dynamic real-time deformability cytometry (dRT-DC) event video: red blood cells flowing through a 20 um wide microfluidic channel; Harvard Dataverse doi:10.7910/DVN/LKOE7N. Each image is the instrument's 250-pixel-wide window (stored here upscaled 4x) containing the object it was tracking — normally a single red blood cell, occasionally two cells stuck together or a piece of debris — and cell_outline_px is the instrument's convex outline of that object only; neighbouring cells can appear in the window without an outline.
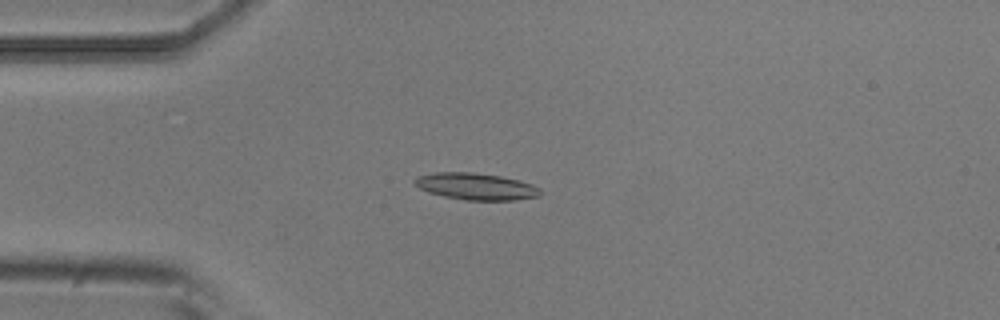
{"species": "common noctule bat (a hibernating species)", "species_latin": "Nyctalus noctula", "temperature_condition": "room temperature", "stored_images_in_passage": 4, "camera_frame_rate_fps": 3000, "um_per_image_px": 0.085, "animal": {"sex": "male", "body_mass_g": 20.5, "forearm_length_mm": 52.5}, "frame": {"image": 1, "passage_image": 1, "time_ms": 0.0, "image_size_px": [1000, 320], "cell_outline_px": [[540, 196], [516, 200], [464, 200], [444, 196], [428, 192], [420, 188], [412, 180], [416, 176], [436, 172], [472, 172], [500, 176], [532, 184], [540, 188]], "centroid_in_image_um": [40.44, 15.84], "position_along_channel_um": 44.6, "area_um2": 19.54}}
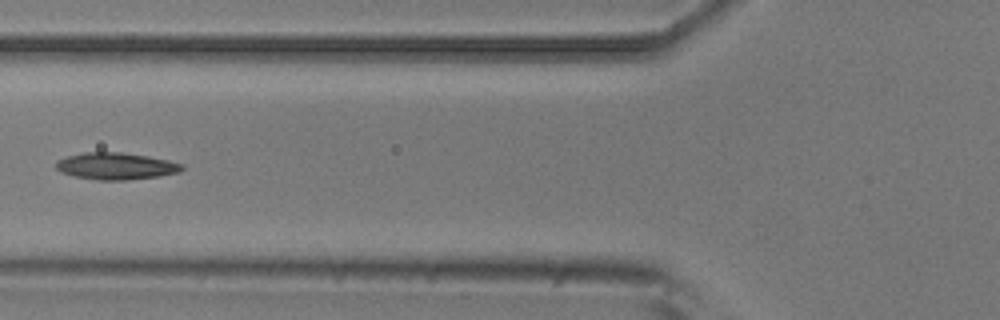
{"frame": {"image": 2, "passage_image": 3, "time_ms": 0.667, "image_size_px": [1000, 320], "cell_outline_px": [[184, 168], [180, 172], [160, 176], [128, 180], [96, 180], [72, 176], [60, 172], [56, 168], [56, 160], [68, 156], [84, 152], [120, 152], [148, 156], [168, 160], [184, 164]], "centroid_in_image_um": [9.85, 14.12], "position_along_channel_um": 115.9, "area_um2": 19.94}}
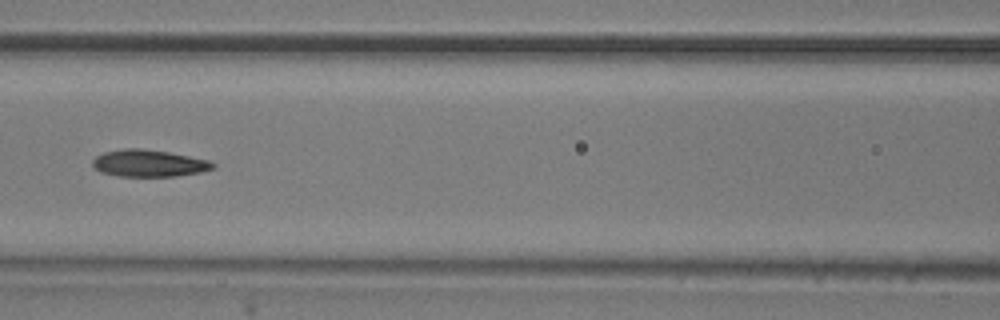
{"frame": {"image": 3, "passage_image": 4, "time_ms": 1.0, "image_size_px": [1000, 320], "cell_outline_px": [[216, 168], [200, 172], [176, 176], [120, 176], [100, 172], [92, 164], [92, 160], [96, 156], [104, 152], [124, 148], [140, 148], [168, 152], [208, 160], [216, 164]], "centroid_in_image_um": [12.65, 13.87], "position_along_channel_um": 153.9, "area_um2": 18.84}}